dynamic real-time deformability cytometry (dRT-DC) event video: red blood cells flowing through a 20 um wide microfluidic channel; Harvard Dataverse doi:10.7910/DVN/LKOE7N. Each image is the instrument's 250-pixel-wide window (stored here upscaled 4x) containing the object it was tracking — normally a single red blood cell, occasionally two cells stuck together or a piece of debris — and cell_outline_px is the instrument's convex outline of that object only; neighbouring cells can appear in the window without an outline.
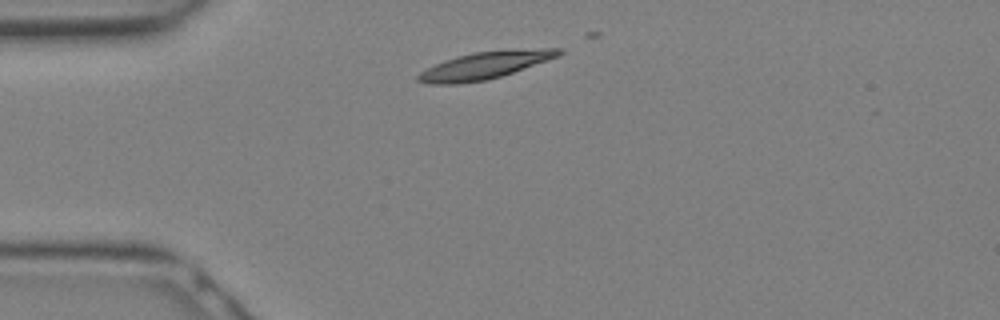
{"species": "Egyptian fruit bat (a non-hibernating species)", "species_latin": "Rousettus aegyptiacus", "temperature_condition": "warm", "stored_images_in_passage": 6, "camera_frame_rate_fps": 3000, "um_per_image_px": 0.085, "animal": {"sex": "female"}, "frame": {"image": 1, "passage_image": 1, "time_ms": 0.0, "image_size_px": [1000, 320], "cell_outline_px": [[564, 52], [560, 56], [500, 76], [484, 80], [456, 84], [428, 84], [416, 80], [416, 76], [420, 72], [444, 60], [476, 52], [540, 48], [564, 48]], "centroid_in_image_um": [41.23, 5.56], "position_along_channel_um": 43.8, "area_um2": 21.91}}
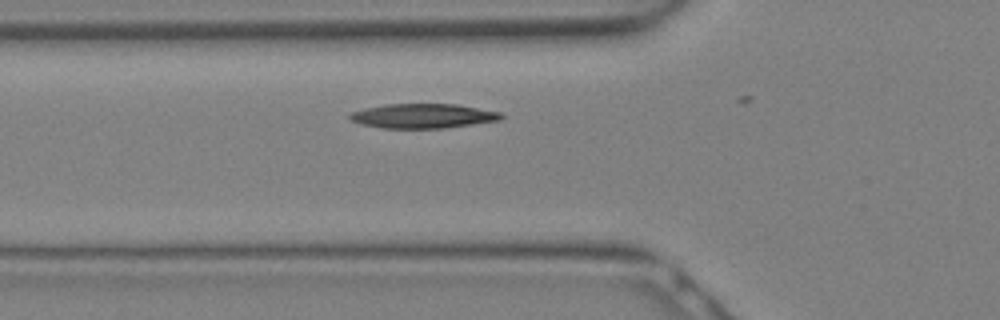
{"frame": {"image": 2, "passage_image": 4, "time_ms": 1.0, "image_size_px": [1000, 320], "cell_outline_px": [[504, 116], [500, 120], [444, 128], [380, 128], [360, 124], [352, 120], [348, 116], [348, 112], [364, 108], [388, 104], [456, 104], [500, 112]], "centroid_in_image_um": [35.91, 9.85], "position_along_channel_um": 89.9, "area_um2": 21.62}}